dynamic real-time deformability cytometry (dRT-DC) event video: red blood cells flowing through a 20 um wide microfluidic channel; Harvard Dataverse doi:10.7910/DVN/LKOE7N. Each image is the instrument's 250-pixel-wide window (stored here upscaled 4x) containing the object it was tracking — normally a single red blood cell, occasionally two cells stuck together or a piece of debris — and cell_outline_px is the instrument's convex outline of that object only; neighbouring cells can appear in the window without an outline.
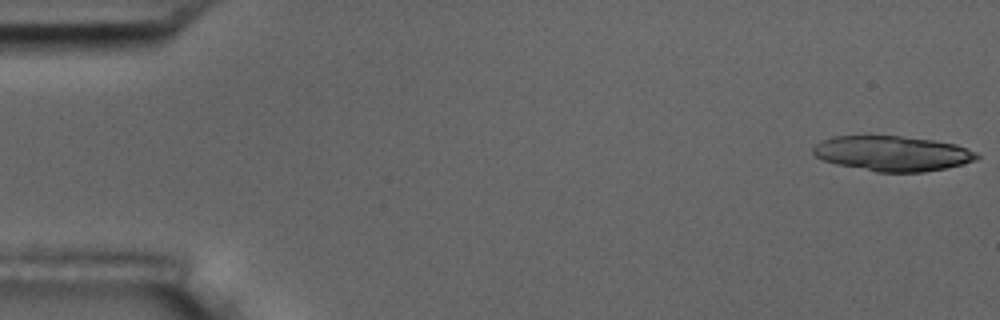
{"species": "common noctule bat (a hibernating species)", "species_latin": "Nyctalus noctula", "temperature_condition": "room temperature", "stored_images_in_passage": 25, "camera_frame_rate_fps": 3000, "um_per_image_px": 0.085, "animal": {"sex": "male", "body_mass_g": 17.5, "forearm_length_mm": 52.3}, "frame": {"image": 1, "passage_image": 1, "time_ms": 0.0, "image_size_px": [1000, 320], "cell_outline_px": [[980, 156], [976, 160], [944, 168], [924, 172], [876, 172], [836, 164], [824, 160], [816, 156], [812, 152], [812, 148], [816, 144], [824, 140], [836, 136], [868, 132], [932, 140], [956, 144], [976, 152]], "centroid_in_image_um": [75.8, 13.0], "position_along_channel_um": 9.2, "area_um2": 34.16}}
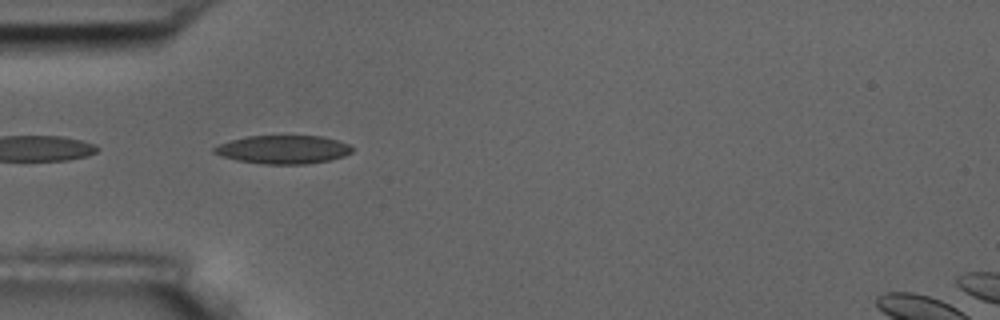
{"frame": {"image": 2, "passage_image": 17, "time_ms": 5.333, "image_size_px": [1000, 320], "cell_outline_px": [[352, 152], [344, 156], [328, 160], [304, 164], [264, 164], [236, 160], [212, 152], [212, 148], [220, 144], [232, 140], [248, 136], [320, 136], [336, 140], [348, 144], [352, 148]], "centroid_in_image_um": [24.06, 12.71], "position_along_channel_um": 60.9, "area_um2": 22.54}}